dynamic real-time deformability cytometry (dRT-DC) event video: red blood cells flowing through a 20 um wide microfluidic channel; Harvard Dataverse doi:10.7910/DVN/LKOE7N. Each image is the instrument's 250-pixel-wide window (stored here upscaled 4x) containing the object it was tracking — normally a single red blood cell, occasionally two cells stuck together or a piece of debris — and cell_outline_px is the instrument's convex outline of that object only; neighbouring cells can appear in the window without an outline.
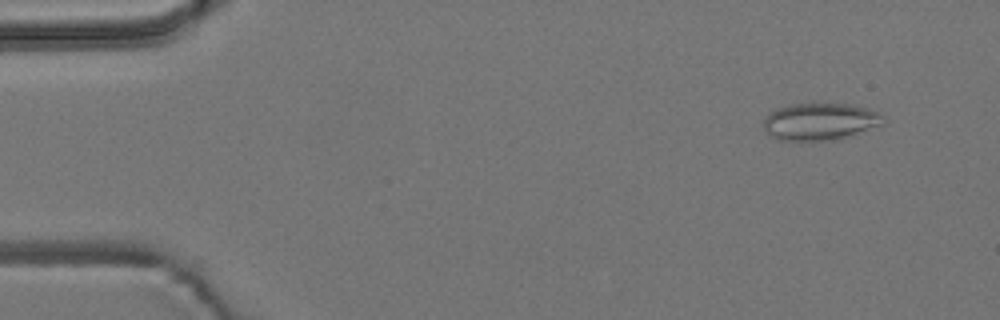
{"species": "common noctule bat (a hibernating species)", "species_latin": "Nyctalus noctula", "temperature_condition": "room temperature", "stored_images_in_passage": 4, "camera_frame_rate_fps": 3000, "um_per_image_px": 0.085, "animal": {"sex": "male", "body_mass_g": 19.2, "forearm_length_mm": 51.8}, "frame": {"image": 1, "passage_image": 1, "time_ms": 0.0, "image_size_px": [1000, 320], "cell_outline_px": [[888, 120], [884, 124], [844, 136], [828, 140], [800, 144], [780, 140], [768, 136], [764, 128], [764, 120], [772, 112], [780, 108], [792, 104], [852, 104], [868, 108], [880, 112]], "centroid_in_image_um": [69.7, 10.37], "position_along_channel_um": 15.3, "area_um2": 26.24}}